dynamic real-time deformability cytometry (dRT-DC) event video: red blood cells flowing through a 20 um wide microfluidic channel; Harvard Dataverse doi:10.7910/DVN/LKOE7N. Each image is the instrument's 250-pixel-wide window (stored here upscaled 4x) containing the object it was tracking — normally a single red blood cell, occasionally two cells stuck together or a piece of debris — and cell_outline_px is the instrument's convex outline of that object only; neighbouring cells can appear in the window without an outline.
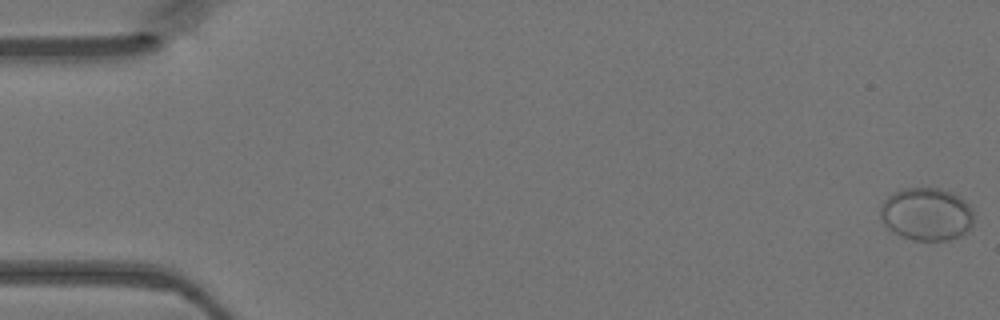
{"species": "Egyptian fruit bat (a non-hibernating species)", "species_latin": "Rousettus aegyptiacus", "temperature_condition": "warm", "stored_images_in_passage": 13, "camera_frame_rate_fps": 3000, "um_per_image_px": 0.085, "animal": {"sex": "female"}, "frame": {"image": 1, "passage_image": 1, "time_ms": 0.0, "image_size_px": [1000, 320], "cell_outline_px": [[972, 228], [960, 236], [948, 240], [912, 240], [900, 236], [892, 232], [884, 224], [880, 216], [880, 204], [888, 196], [904, 188], [936, 188], [952, 192], [964, 200], [972, 208]], "centroid_in_image_um": [78.74, 18.21], "position_along_channel_um": 6.3, "area_um2": 28.9}}